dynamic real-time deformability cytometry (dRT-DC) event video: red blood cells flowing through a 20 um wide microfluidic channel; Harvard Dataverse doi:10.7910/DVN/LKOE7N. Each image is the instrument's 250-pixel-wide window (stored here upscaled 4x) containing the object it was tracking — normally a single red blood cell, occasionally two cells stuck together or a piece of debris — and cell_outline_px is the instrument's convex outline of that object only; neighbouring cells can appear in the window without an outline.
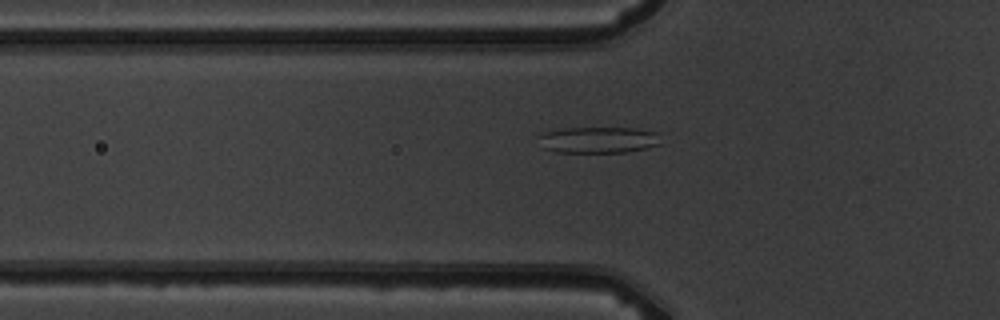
{"species": "common noctule bat (a hibernating species)", "species_latin": "Nyctalus noctula", "temperature_condition": "warm", "stored_images_in_passage": 6, "camera_frame_rate_fps": 3000, "um_per_image_px": 0.085, "animal": {"sex": "male", "body_mass_g": 19.5, "forearm_length_mm": 54.6}, "frame": {"image": 1, "passage_image": 5, "time_ms": 5.667, "image_size_px": [1000, 320], "cell_outline_px": [[660, 144], [644, 148], [624, 152], [556, 152], [540, 148], [536, 136], [544, 132], [564, 128], [632, 128], [656, 132]], "centroid_in_image_um": [50.74, 11.89], "position_along_channel_um": 75.1, "area_um2": 18.73}}
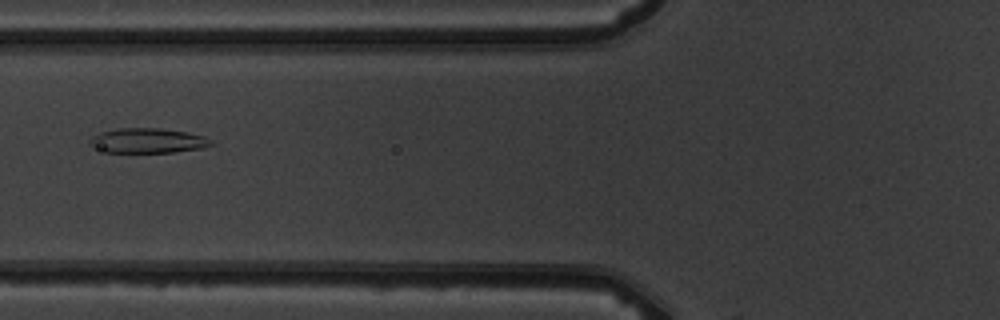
{"frame": {"image": 2, "passage_image": 6, "time_ms": 6.667, "image_size_px": [1000, 320], "cell_outline_px": [[212, 144], [200, 148], [172, 152], [108, 152], [92, 148], [88, 144], [88, 140], [92, 136], [100, 132], [120, 128], [160, 128], [188, 132], [204, 136], [212, 140]], "centroid_in_image_um": [12.5, 11.95], "position_along_channel_um": 113.3, "area_um2": 17.57}}